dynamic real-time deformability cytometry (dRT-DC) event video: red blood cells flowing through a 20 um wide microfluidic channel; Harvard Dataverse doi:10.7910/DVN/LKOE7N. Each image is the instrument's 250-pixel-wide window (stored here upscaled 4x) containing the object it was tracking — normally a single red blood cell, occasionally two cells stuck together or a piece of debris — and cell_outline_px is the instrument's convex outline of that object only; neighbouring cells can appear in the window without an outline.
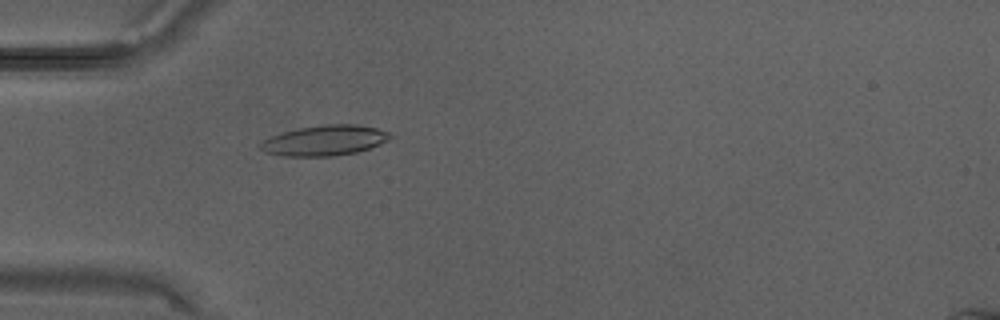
{"species": "Egyptian fruit bat (a non-hibernating species)", "species_latin": "Rousettus aegyptiacus", "temperature_condition": "warm", "stored_images_in_passage": 27, "camera_frame_rate_fps": 3000, "um_per_image_px": 0.085, "animal": {"sex": "male"}, "frame": {"image": 1, "passage_image": 5, "time_ms": 1.333, "image_size_px": [1000, 320], "cell_outline_px": [[396, 136], [380, 144], [356, 152], [332, 156], [284, 156], [264, 152], [260, 148], [260, 144], [264, 140], [272, 136], [284, 132], [300, 128], [324, 124], [356, 124], [376, 128], [388, 132]], "centroid_in_image_um": [27.63, 11.94], "position_along_channel_um": 57.4, "area_um2": 22.77}}
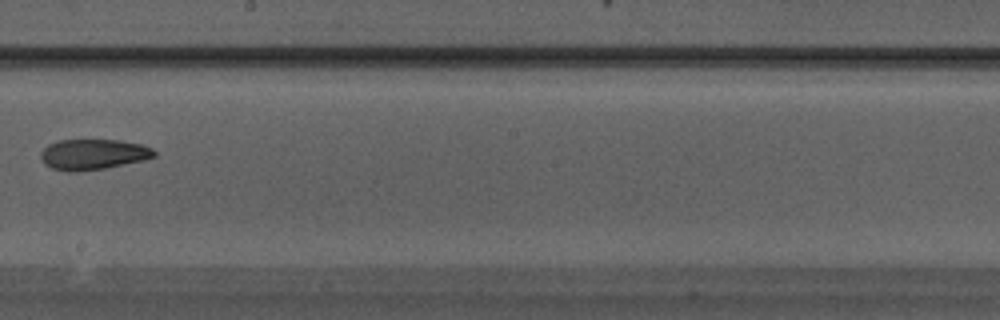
{"frame": {"image": 2, "passage_image": 14, "time_ms": 4.333, "image_size_px": [1000, 320], "cell_outline_px": [[156, 156], [144, 160], [104, 168], [76, 172], [68, 172], [52, 168], [44, 164], [40, 156], [40, 152], [48, 144], [56, 140], [120, 140], [140, 144], [152, 148], [156, 152]], "centroid_in_image_um": [7.89, 13.12], "position_along_channel_um": 240.3, "area_um2": 20.29}}
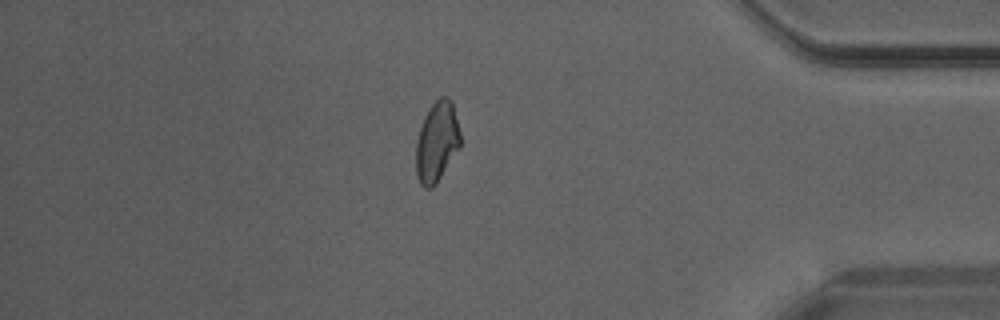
{"frame": {"image": 3, "passage_image": 23, "time_ms": 7.333, "image_size_px": [1000, 320], "cell_outline_px": [[460, 148], [436, 184], [432, 188], [424, 188], [420, 184], [416, 172], [416, 140], [424, 116], [432, 104], [440, 96], [448, 96], [452, 100], [460, 132]], "centroid_in_image_um": [37.14, 12.05], "position_along_channel_um": 398.1, "area_um2": 20.92}}